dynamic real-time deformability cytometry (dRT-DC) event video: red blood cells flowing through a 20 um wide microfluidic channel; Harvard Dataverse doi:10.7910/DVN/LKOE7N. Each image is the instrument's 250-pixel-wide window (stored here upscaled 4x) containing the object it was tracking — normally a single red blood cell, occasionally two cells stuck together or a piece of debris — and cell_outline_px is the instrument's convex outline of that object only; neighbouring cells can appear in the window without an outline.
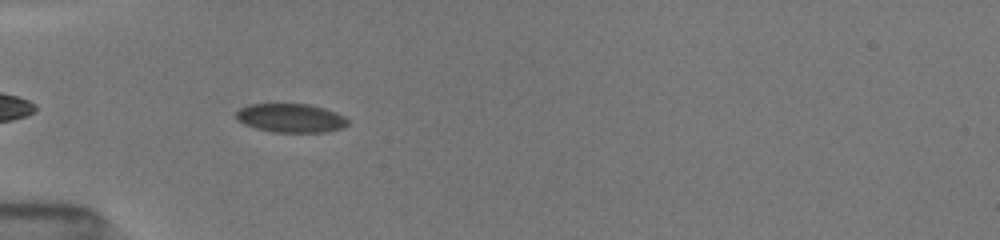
{"species": "common noctule bat (a hibernating species)", "species_latin": "Nyctalus noctula", "temperature_condition": "room temperature", "stored_images_in_passage": 6, "camera_frame_rate_fps": 3000, "um_per_image_px": 0.085, "animal": {"sex": "female", "body_mass_g": 19.5, "forearm_length_mm": 54.1}, "frame": {"image": 1, "passage_image": 1, "time_ms": 0.0, "image_size_px": [1000, 240], "cell_outline_px": [[348, 124], [344, 128], [324, 132], [272, 132], [256, 128], [244, 124], [236, 120], [236, 112], [240, 108], [248, 104], [308, 104], [324, 108], [336, 112], [344, 116], [348, 120]], "centroid_in_image_um": [24.71, 10.03], "position_along_channel_um": 60.3, "area_um2": 18.84}}
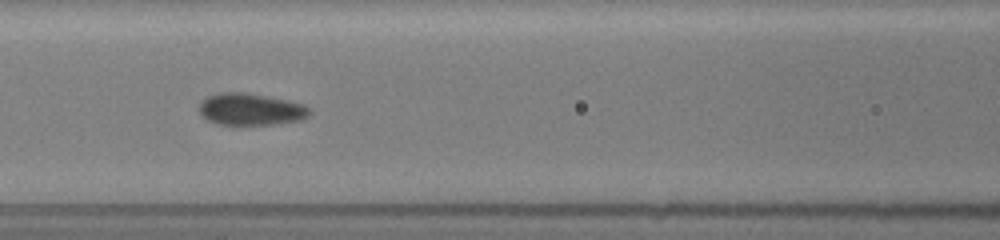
{"frame": {"image": 2, "passage_image": 4, "time_ms": 2.333, "image_size_px": [1000, 240], "cell_outline_px": [[308, 116], [300, 120], [276, 124], [244, 128], [216, 124], [208, 120], [200, 112], [200, 104], [208, 96], [220, 92], [244, 92], [304, 104], [308, 108]], "centroid_in_image_um": [21.27, 9.35], "position_along_channel_um": 145.3, "area_um2": 20.92}}
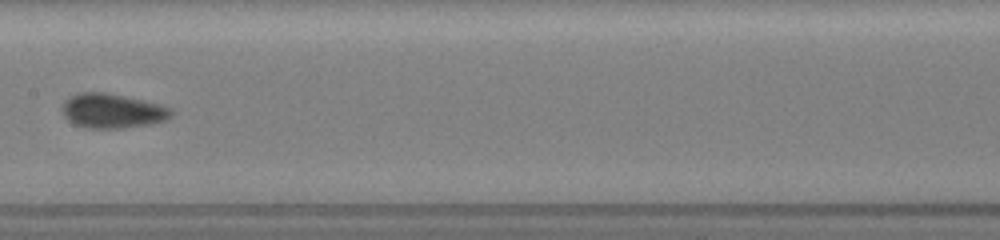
{"frame": {"image": 3, "passage_image": 5, "time_ms": 3.667, "image_size_px": [1000, 240], "cell_outline_px": [[172, 112], [168, 120], [152, 124], [124, 128], [88, 128], [72, 124], [64, 116], [60, 108], [60, 104], [64, 100], [80, 92], [108, 92], [144, 100], [160, 104], [172, 108]], "centroid_in_image_um": [9.53, 9.42], "position_along_channel_um": 197.9, "area_um2": 22.37}}